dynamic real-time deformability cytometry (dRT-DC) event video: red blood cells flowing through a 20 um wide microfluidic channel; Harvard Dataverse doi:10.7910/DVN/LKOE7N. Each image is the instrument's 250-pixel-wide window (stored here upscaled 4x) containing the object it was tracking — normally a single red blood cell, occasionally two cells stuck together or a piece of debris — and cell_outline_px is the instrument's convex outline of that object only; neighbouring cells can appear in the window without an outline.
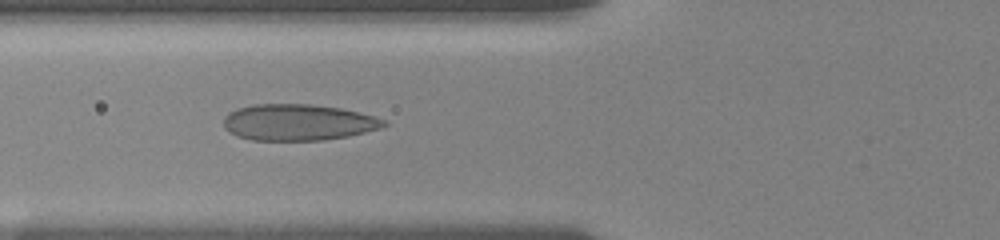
{"species": "human", "species_latin": "Homo sapiens", "temperature_condition": "room temperature", "stored_images_in_passage": 85, "camera_frame_rate_fps": 3000, "um_per_image_px": 0.085, "donor": {"sex": "female"}, "frame": {"image": 1, "passage_image": 32, "time_ms": 7.0, "image_size_px": [1000, 240], "cell_outline_px": [[388, 124], [380, 128], [348, 136], [324, 140], [252, 140], [236, 136], [228, 132], [224, 128], [224, 116], [228, 112], [236, 108], [252, 104], [308, 104], [340, 108], [372, 116], [384, 120]], "centroid_in_image_um": [25.26, 10.4], "position_along_channel_um": 100.5, "area_um2": 33.87}}
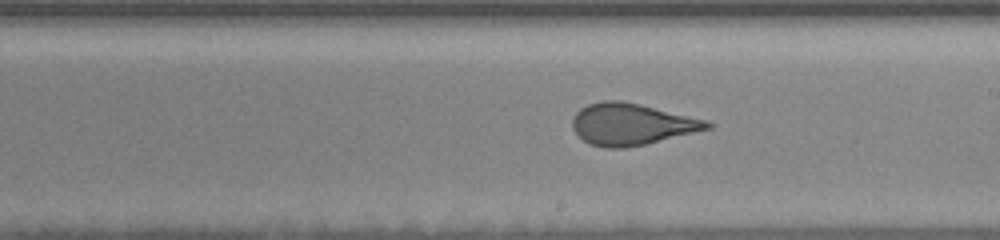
{"frame": {"image": 2, "passage_image": 49, "time_ms": 10.667, "image_size_px": [1000, 240], "cell_outline_px": [[716, 124], [712, 128], [644, 144], [624, 148], [604, 148], [588, 144], [572, 128], [572, 116], [580, 108], [588, 104], [604, 100], [620, 100], [640, 104], [708, 120]], "centroid_in_image_um": [53.68, 10.55], "position_along_channel_um": 235.3, "area_um2": 32.77}}
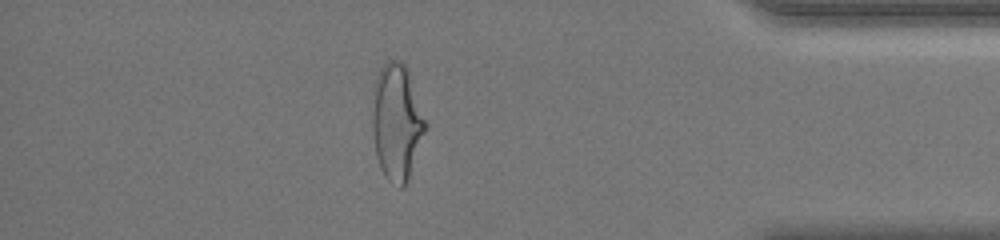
{"frame": {"image": 3, "passage_image": 73, "time_ms": 16.0, "image_size_px": [1000, 240], "cell_outline_px": [[428, 124], [408, 180], [400, 188], [388, 180], [384, 176], [380, 168], [376, 156], [372, 132], [372, 88], [376, 72], [388, 60], [396, 60], [404, 64], [408, 68]], "centroid_in_image_um": [33.71, 10.33], "position_along_channel_um": 401.5, "area_um2": 36.65}, "authors_computed_cell_mechanics": {"area_um2": 33.0616, "velocity_mm_per_s": 3.656, "shape_relaxation_time_tau1_ms": 6.9161, "shape_relaxation_time_tau2_ms": 0.8014, "deformation_change_tau1": 0.2002, "deformation_change_tau2": 0.064}}